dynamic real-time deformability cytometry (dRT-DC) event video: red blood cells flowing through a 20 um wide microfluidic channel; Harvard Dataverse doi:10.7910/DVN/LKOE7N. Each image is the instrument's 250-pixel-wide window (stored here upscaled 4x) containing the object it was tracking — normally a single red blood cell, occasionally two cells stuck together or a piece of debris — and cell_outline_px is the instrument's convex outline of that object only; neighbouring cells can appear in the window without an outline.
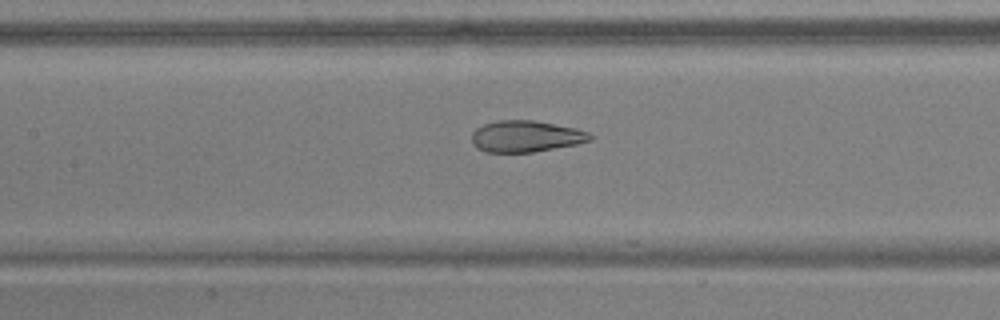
{"species": "common noctule bat (a hibernating species)", "species_latin": "Nyctalus noctula", "temperature_condition": "warm", "stored_images_in_passage": 41, "camera_frame_rate_fps": 3000, "um_per_image_px": 0.085, "animal": {"sex": "male", "body_mass_g": 17.9, "forearm_length_mm": 54.2}, "frame": {"image": 1, "passage_image": 13, "time_ms": 4.0, "image_size_px": [1000, 320], "cell_outline_px": [[592, 140], [576, 144], [532, 152], [488, 152], [476, 148], [472, 144], [472, 132], [476, 128], [484, 124], [500, 120], [532, 120], [576, 128], [588, 132], [592, 136]], "centroid_in_image_um": [44.67, 11.59], "position_along_channel_um": 162.7, "area_um2": 21.56}}
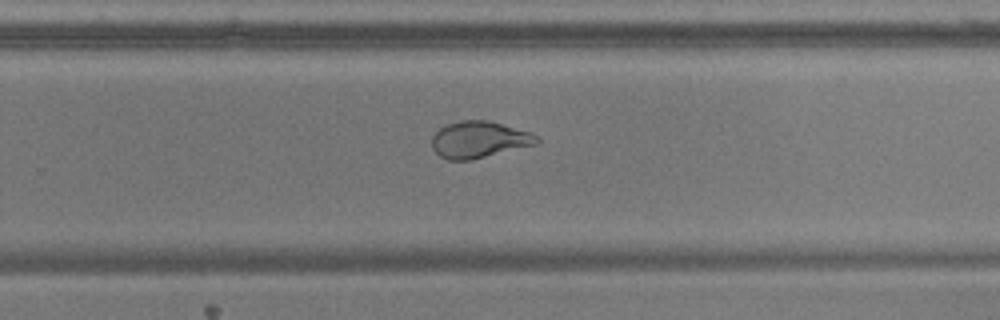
{"frame": {"image": 2, "passage_image": 23, "time_ms": 7.333, "image_size_px": [1000, 320], "cell_outline_px": [[540, 144], [472, 160], [448, 160], [440, 156], [432, 148], [432, 136], [444, 124], [460, 120], [488, 120], [532, 132], [540, 136]], "centroid_in_image_um": [40.78, 11.87], "position_along_channel_um": 289.0, "area_um2": 22.89}}
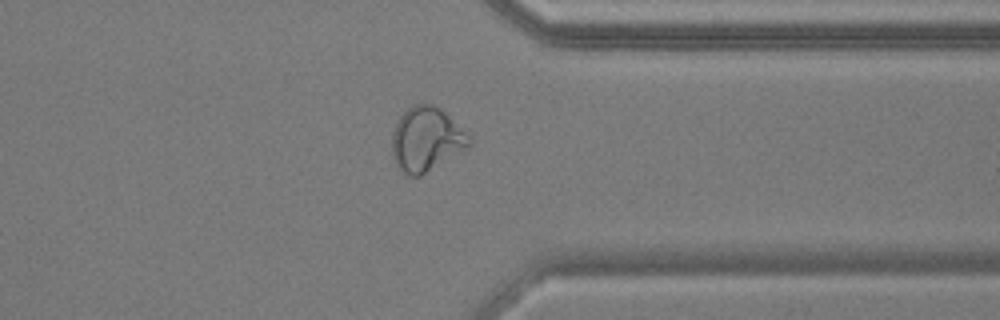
{"frame": {"image": 3, "passage_image": 30, "time_ms": 9.667, "image_size_px": [1000, 320], "cell_outline_px": [[472, 144], [468, 148], [420, 176], [408, 176], [400, 172], [396, 168], [392, 156], [392, 132], [396, 120], [412, 104], [432, 104], [440, 108], [472, 140]], "centroid_in_image_um": [36.18, 11.87], "position_along_channel_um": 375.2, "area_um2": 28.9}}